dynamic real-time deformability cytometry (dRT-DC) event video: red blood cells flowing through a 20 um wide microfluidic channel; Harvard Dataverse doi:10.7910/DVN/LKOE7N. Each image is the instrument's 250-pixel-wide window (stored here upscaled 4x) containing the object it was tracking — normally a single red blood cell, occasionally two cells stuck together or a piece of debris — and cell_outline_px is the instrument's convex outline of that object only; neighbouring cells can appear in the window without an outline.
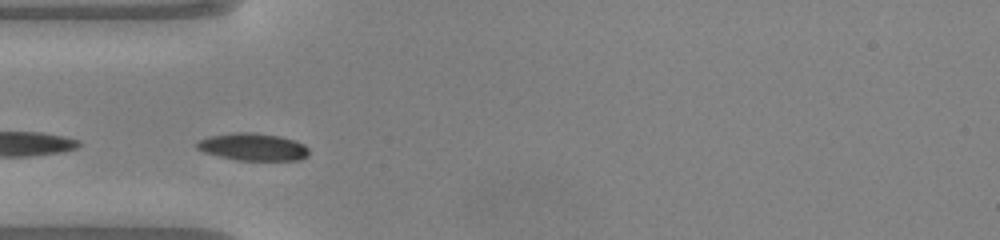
{"species": "common noctule bat (a hibernating species)", "species_latin": "Nyctalus noctula", "temperature_condition": "warm", "stored_images_in_passage": 5, "camera_frame_rate_fps": 3000, "um_per_image_px": 0.085, "animal": {"sex": "male", "body_mass_g": 20.0, "forearm_length_mm": 53.3}, "frame": {"image": 1, "passage_image": 2, "time_ms": 0.333, "image_size_px": [1000, 240], "cell_outline_px": [[308, 156], [300, 160], [236, 160], [204, 152], [196, 148], [196, 144], [200, 140], [208, 136], [232, 132], [256, 132], [280, 136], [304, 144], [308, 148]], "centroid_in_image_um": [21.5, 12.48], "position_along_channel_um": 63.5, "area_um2": 17.92}}